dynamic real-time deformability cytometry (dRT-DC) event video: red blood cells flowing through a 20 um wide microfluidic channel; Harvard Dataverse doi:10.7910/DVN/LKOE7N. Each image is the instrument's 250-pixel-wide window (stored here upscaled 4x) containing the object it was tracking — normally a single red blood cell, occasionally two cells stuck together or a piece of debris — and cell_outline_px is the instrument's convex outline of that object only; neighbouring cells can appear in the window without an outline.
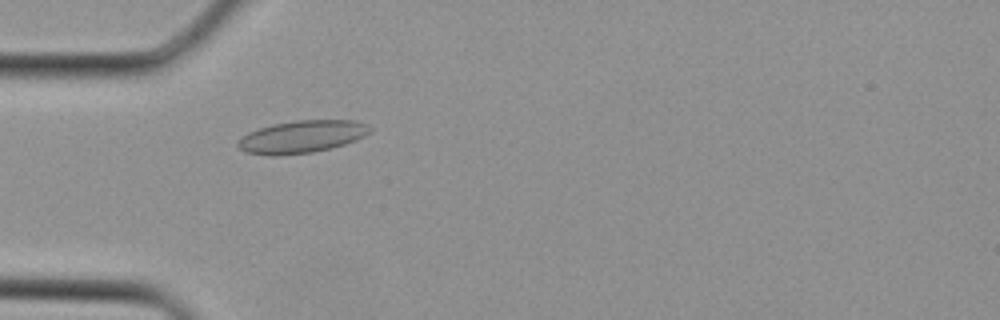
{"species": "Egyptian fruit bat (a non-hibernating species)", "species_latin": "Rousettus aegyptiacus", "temperature_condition": "cold", "stored_images_in_passage": 34, "camera_frame_rate_fps": 3000, "um_per_image_px": 0.085, "animal": {"sex": "female"}, "frame": {"image": 1, "passage_image": 10, "time_ms": 3.0, "image_size_px": [1000, 320], "cell_outline_px": [[372, 132], [356, 140], [332, 148], [312, 152], [276, 156], [268, 156], [244, 152], [236, 144], [236, 140], [248, 132], [272, 124], [296, 120], [356, 120], [368, 124], [372, 128]], "centroid_in_image_um": [25.65, 11.62], "position_along_channel_um": 59.3, "area_um2": 25.32}}
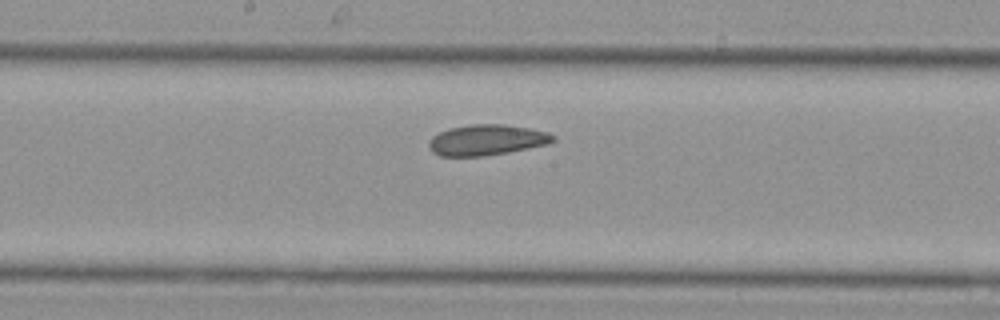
{"frame": {"image": 2, "passage_image": 18, "time_ms": 5.667, "image_size_px": [1000, 320], "cell_outline_px": [[556, 140], [548, 144], [508, 152], [484, 156], [440, 156], [432, 152], [428, 148], [428, 144], [432, 136], [448, 128], [468, 124], [504, 124], [528, 128], [548, 132], [556, 136]], "centroid_in_image_um": [41.36, 11.89], "position_along_channel_um": 206.8, "area_um2": 22.37}}
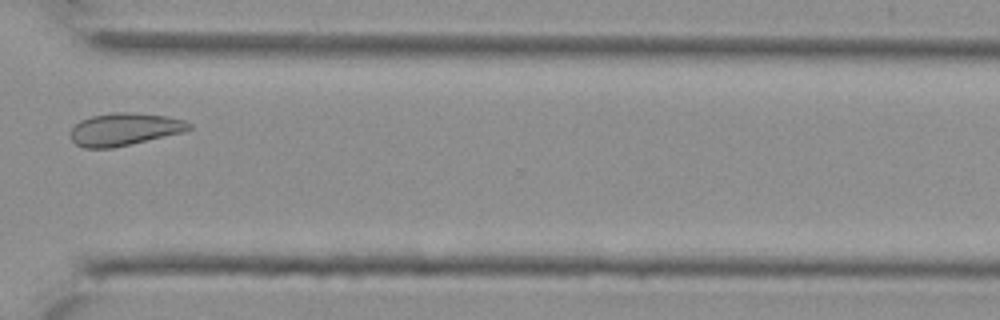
{"frame": {"image": 3, "passage_image": 26, "time_ms": 8.333, "image_size_px": [1000, 320], "cell_outline_px": [[192, 128], [184, 132], [112, 148], [84, 148], [76, 144], [72, 140], [72, 128], [80, 120], [92, 116], [112, 112], [128, 112], [168, 116], [184, 120], [192, 124]], "centroid_in_image_um": [10.6, 10.98], "position_along_channel_um": 360.0, "area_um2": 22.37}}